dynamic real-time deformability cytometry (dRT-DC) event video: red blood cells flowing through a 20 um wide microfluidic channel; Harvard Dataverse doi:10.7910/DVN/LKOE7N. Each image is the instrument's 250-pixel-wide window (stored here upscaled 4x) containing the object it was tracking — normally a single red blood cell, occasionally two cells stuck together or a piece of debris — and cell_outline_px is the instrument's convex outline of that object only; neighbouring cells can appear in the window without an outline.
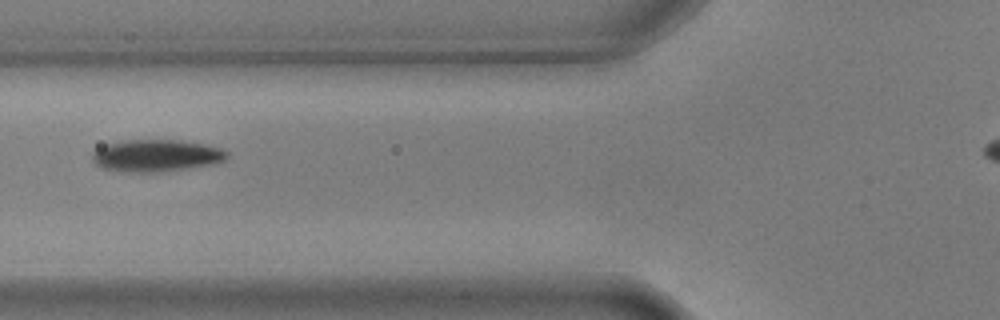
{"species": "common noctule bat (a hibernating species)", "species_latin": "Nyctalus noctula", "temperature_condition": "warm", "stored_images_in_passage": 2, "camera_frame_rate_fps": 3000, "um_per_image_px": 0.085, "animal": {"sex": "male", "body_mass_g": 17.9, "forearm_length_mm": 54.2}, "frame": {"image": 1, "passage_image": 2, "time_ms": 0.333, "image_size_px": [1000, 320], "cell_outline_px": [[228, 156], [224, 160], [212, 164], [188, 168], [156, 172], [132, 172], [104, 168], [96, 164], [92, 160], [92, 152], [104, 144], [128, 140], [180, 140], [204, 144], [220, 148], [228, 152]], "centroid_in_image_um": [13.28, 13.21], "position_along_channel_um": 112.5, "area_um2": 24.97}}